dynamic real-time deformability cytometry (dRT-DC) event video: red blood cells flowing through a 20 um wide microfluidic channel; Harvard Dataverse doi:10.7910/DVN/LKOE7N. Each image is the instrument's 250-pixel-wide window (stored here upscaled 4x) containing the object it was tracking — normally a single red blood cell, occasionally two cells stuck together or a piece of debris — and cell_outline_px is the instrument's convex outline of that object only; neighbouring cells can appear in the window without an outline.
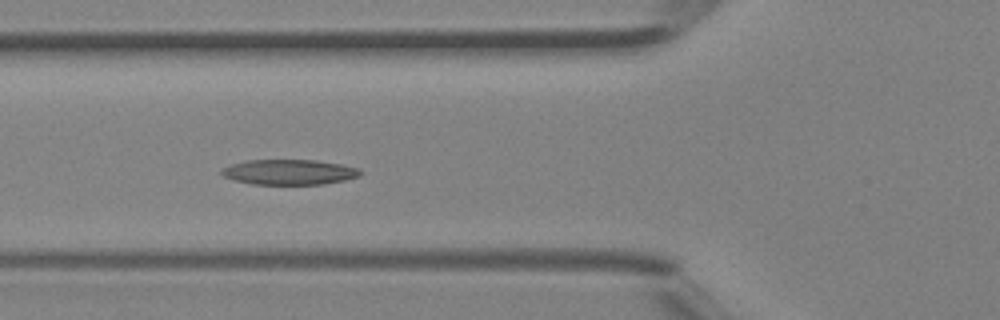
{"species": "Egyptian fruit bat (a non-hibernating species)", "species_latin": "Rousettus aegyptiacus", "temperature_condition": "room temperature", "stored_images_in_passage": 11, "camera_frame_rate_fps": 3000, "um_per_image_px": 0.085, "animal": {"sex": "female"}, "frame": {"image": 1, "passage_image": 10, "time_ms": 3.0, "image_size_px": [1000, 320], "cell_outline_px": [[360, 176], [344, 180], [324, 184], [252, 184], [236, 180], [224, 176], [220, 172], [224, 168], [232, 164], [244, 160], [316, 160], [340, 164], [360, 168]], "centroid_in_image_um": [24.6, 14.62], "position_along_channel_um": 101.2, "area_um2": 20.23}}
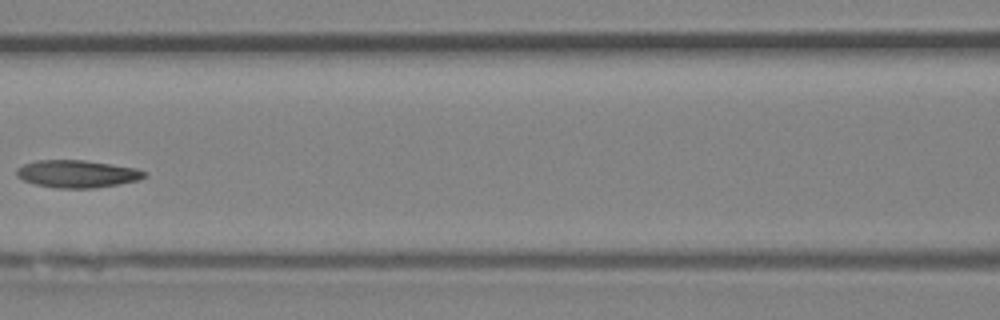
{"frame": {"image": 2, "passage_image": 11, "time_ms": 3.333, "image_size_px": [1000, 320], "cell_outline_px": [[144, 176], [140, 180], [96, 188], [56, 188], [36, 184], [24, 180], [16, 176], [16, 168], [24, 164], [36, 160], [84, 160], [136, 168], [144, 172]], "centroid_in_image_um": [6.52, 14.78], "position_along_channel_um": 160.1, "area_um2": 20.35}}